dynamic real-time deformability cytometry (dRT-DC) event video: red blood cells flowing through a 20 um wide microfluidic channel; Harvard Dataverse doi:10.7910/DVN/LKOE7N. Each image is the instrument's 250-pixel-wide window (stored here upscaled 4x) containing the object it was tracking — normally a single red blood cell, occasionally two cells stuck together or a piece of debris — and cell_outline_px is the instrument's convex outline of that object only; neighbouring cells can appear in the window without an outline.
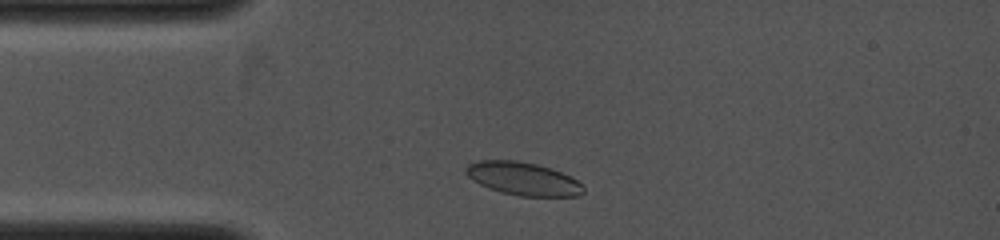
{"species": "common noctule bat (a hibernating species)", "species_latin": "Nyctalus noctula", "temperature_condition": "cold", "stored_images_in_passage": 1, "camera_frame_rate_fps": 4000, "um_per_image_px": 0.085, "animal": {"sex": "female", "body_mass_g": 19.0, "forearm_length_mm": 53.3}, "frame": {"image": 1, "passage_image": 1, "time_ms": 0.0, "image_size_px": [1000, 240], "cell_outline_px": [[584, 192], [580, 196], [520, 196], [500, 192], [488, 188], [472, 180], [464, 172], [464, 168], [468, 164], [480, 160], [516, 160], [536, 164], [560, 172], [576, 180], [584, 188]], "centroid_in_image_um": [44.41, 15.19], "position_along_channel_um": 40.6, "area_um2": 22.54}}